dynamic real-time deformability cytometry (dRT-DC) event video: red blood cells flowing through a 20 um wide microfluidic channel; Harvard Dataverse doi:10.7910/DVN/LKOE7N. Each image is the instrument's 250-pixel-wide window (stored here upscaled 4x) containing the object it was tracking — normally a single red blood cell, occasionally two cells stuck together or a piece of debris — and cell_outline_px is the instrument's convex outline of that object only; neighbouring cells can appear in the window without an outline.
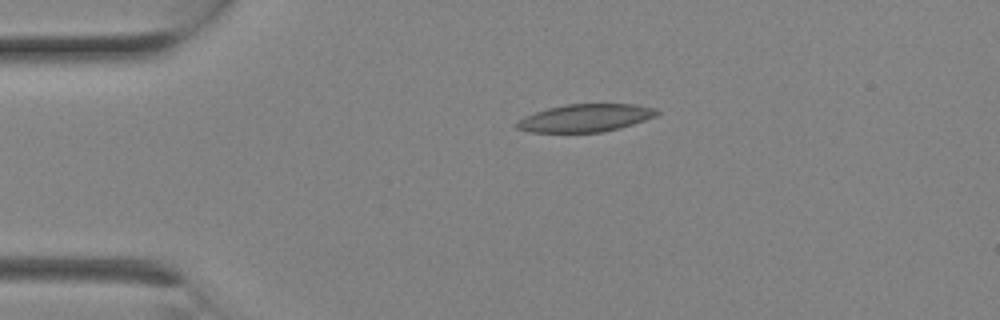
{"species": "Egyptian fruit bat (a non-hibernating species)", "species_latin": "Rousettus aegyptiacus", "temperature_condition": "room temperature", "stored_images_in_passage": 2, "camera_frame_rate_fps": 3000, "um_per_image_px": 0.085, "animal": {"sex": "female"}, "frame": {"image": 1, "passage_image": 2, "time_ms": 0.333, "image_size_px": [1000, 320], "cell_outline_px": [[660, 112], [656, 116], [620, 128], [600, 132], [532, 132], [516, 128], [516, 120], [524, 116], [548, 108], [568, 104], [636, 104], [656, 108]], "centroid_in_image_um": [49.76, 10.02], "position_along_channel_um": 35.2, "area_um2": 22.54}}